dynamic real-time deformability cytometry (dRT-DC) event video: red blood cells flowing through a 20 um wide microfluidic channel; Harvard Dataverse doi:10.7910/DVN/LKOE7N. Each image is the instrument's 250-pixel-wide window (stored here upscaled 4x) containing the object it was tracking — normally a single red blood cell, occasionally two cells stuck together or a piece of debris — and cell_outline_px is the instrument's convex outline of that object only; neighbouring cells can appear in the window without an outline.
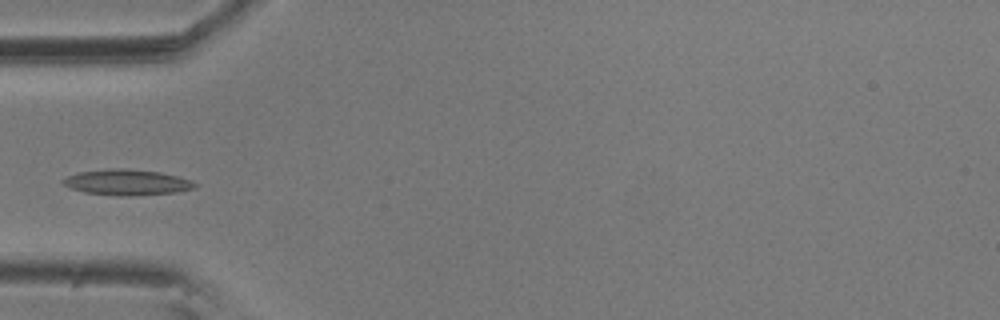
{"species": "common noctule bat (a hibernating species)", "species_latin": "Nyctalus noctula", "temperature_condition": "room temperature", "stored_images_in_passage": 5, "camera_frame_rate_fps": 3000, "um_per_image_px": 0.085, "animal": {"sex": "male", "body_mass_g": 20.5, "forearm_length_mm": 52.5}, "frame": {"image": 1, "passage_image": 5, "time_ms": 1.333, "image_size_px": [1000, 320], "cell_outline_px": [[196, 188], [176, 192], [128, 196], [120, 196], [84, 192], [72, 188], [64, 184], [60, 180], [68, 176], [80, 172], [108, 168], [124, 168], [160, 172], [192, 180], [196, 184]], "centroid_in_image_um": [10.8, 15.49], "position_along_channel_um": 74.2, "area_um2": 19.65}}